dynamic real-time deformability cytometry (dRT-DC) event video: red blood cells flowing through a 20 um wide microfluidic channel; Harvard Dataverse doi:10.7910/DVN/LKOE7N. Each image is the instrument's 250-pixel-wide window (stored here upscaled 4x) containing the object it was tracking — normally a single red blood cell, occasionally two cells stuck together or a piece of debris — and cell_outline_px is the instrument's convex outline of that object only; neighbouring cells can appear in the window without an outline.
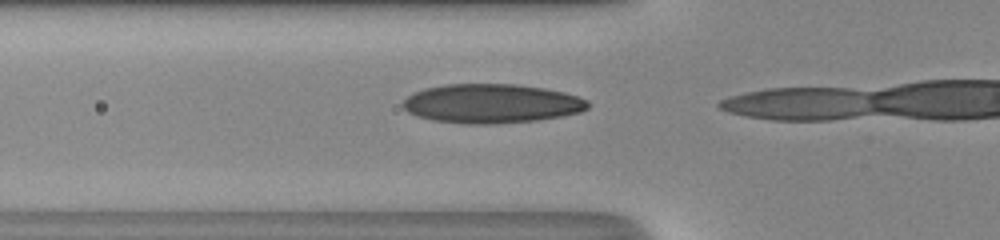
{"species": "human", "species_latin": "Homo sapiens", "temperature_condition": "room temperature", "stored_images_in_passage": 4, "camera_frame_rate_fps": 3000, "um_per_image_px": 0.085, "donor": {"sex": "male"}, "frame": {"image": 1, "passage_image": 2, "time_ms": 0.333, "image_size_px": [1000, 240], "cell_outline_px": [[588, 108], [580, 112], [564, 116], [536, 120], [496, 124], [468, 124], [432, 120], [416, 116], [408, 112], [400, 104], [412, 92], [424, 88], [444, 84], [516, 84], [544, 88], [564, 92], [588, 100]], "centroid_in_image_um": [41.75, 8.8], "position_along_channel_um": 84.1, "area_um2": 42.48}}